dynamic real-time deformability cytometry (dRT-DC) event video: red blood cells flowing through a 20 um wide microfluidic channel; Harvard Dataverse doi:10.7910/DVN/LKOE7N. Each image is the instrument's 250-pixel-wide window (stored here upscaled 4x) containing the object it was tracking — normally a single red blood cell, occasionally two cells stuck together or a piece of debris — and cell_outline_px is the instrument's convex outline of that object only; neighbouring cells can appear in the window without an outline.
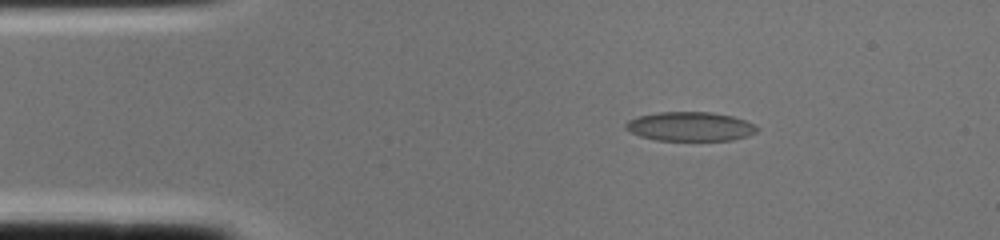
{"species": "common noctule bat (a hibernating species)", "species_latin": "Nyctalus noctula", "temperature_condition": "cold", "stored_images_in_passage": 1, "camera_frame_rate_fps": 3000, "um_per_image_px": 0.085, "animal": {"sex": "female", "body_mass_g": 22.0, "forearm_length_mm": 56.7}, "frame": {"image": 1, "passage_image": 1, "time_ms": 0.0, "image_size_px": [1000, 240], "cell_outline_px": [[760, 128], [756, 132], [748, 136], [732, 140], [656, 140], [640, 136], [624, 128], [624, 124], [628, 120], [636, 116], [656, 112], [712, 112], [732, 116], [756, 124]], "centroid_in_image_um": [58.66, 10.74], "position_along_channel_um": 26.3, "area_um2": 22.48}}